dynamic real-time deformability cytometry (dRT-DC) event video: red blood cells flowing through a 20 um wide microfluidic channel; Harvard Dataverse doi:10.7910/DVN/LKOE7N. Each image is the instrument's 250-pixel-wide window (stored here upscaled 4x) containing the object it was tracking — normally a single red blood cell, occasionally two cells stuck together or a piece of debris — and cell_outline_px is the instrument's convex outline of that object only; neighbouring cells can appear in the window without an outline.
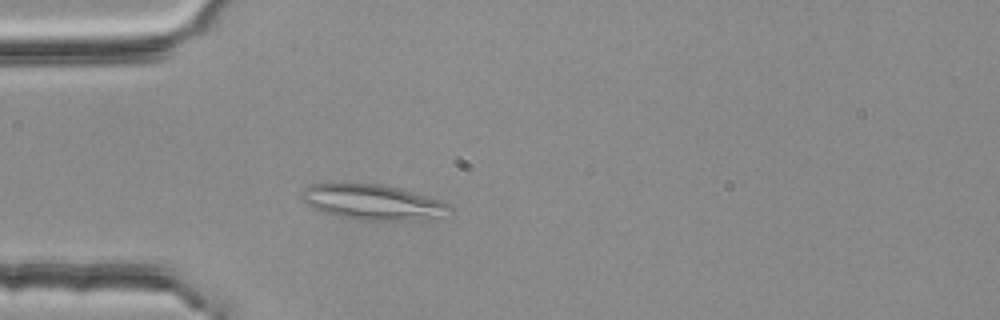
{"species": "common noctule bat (a hibernating species)", "species_latin": "Nyctalus noctula", "temperature_condition": "room temperature", "stored_images_in_passage": 12, "camera_frame_rate_fps": 3000, "um_per_image_px": 0.085, "animal": {"sex": "female", "body_mass_g": 25.1}, "frame": {"image": 1, "passage_image": 3, "time_ms": 0.667, "image_size_px": [1000, 320], "cell_outline_px": [[452, 208], [436, 216], [412, 220], [360, 220], [340, 216], [324, 212], [312, 208], [304, 204], [300, 200], [300, 196], [304, 188], [308, 184], [328, 180], [380, 184], [412, 192], [440, 200], [448, 204]], "centroid_in_image_um": [31.46, 17.12], "position_along_channel_um": 53.5, "area_um2": 30.81}}
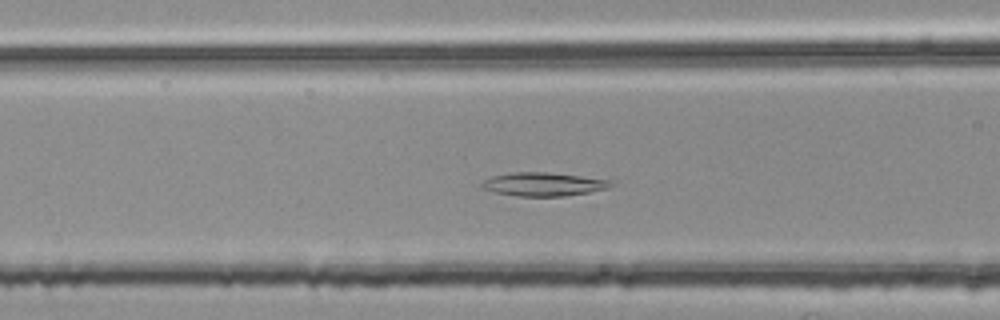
{"frame": {"image": 2, "passage_image": 9, "time_ms": 2.667, "image_size_px": [1000, 320], "cell_outline_px": [[612, 184], [608, 188], [588, 192], [564, 196], [516, 196], [492, 192], [480, 188], [480, 184], [484, 180], [492, 176], [512, 172], [548, 172], [612, 180]], "centroid_in_image_um": [46.13, 15.66], "position_along_channel_um": 120.5, "area_um2": 17.74}}
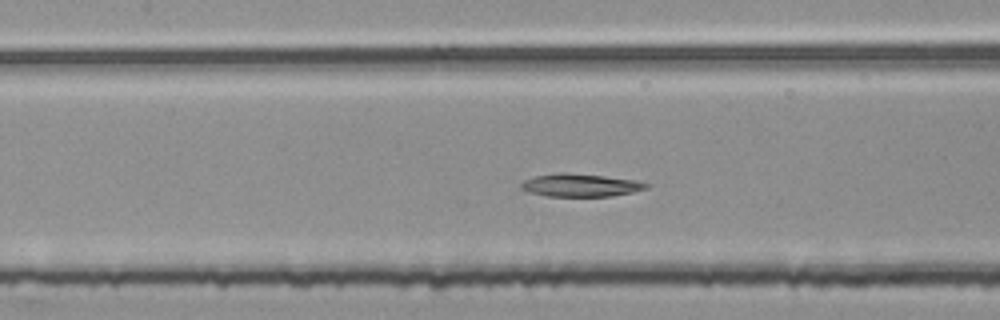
{"frame": {"image": 3, "passage_image": 12, "time_ms": 3.667, "image_size_px": [1000, 320], "cell_outline_px": [[648, 188], [632, 192], [612, 196], [548, 196], [532, 192], [520, 188], [520, 184], [524, 180], [532, 176], [556, 172], [568, 172], [604, 176], [636, 180], [648, 184]], "centroid_in_image_um": [49.31, 15.72], "position_along_channel_um": 158.1, "area_um2": 16.7}}